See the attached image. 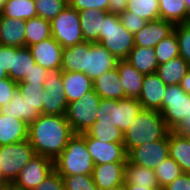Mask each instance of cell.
Wrapping results in <instances>:
<instances>
[{
  "label": "cell",
  "mask_w": 190,
  "mask_h": 190,
  "mask_svg": "<svg viewBox=\"0 0 190 190\" xmlns=\"http://www.w3.org/2000/svg\"><path fill=\"white\" fill-rule=\"evenodd\" d=\"M75 135L66 116L41 114L28 125V140L35 154L55 159Z\"/></svg>",
  "instance_id": "6da1fadb"
},
{
  "label": "cell",
  "mask_w": 190,
  "mask_h": 190,
  "mask_svg": "<svg viewBox=\"0 0 190 190\" xmlns=\"http://www.w3.org/2000/svg\"><path fill=\"white\" fill-rule=\"evenodd\" d=\"M170 131L159 111L142 109L124 133L126 153L142 144L163 139Z\"/></svg>",
  "instance_id": "7a4b0ae2"
},
{
  "label": "cell",
  "mask_w": 190,
  "mask_h": 190,
  "mask_svg": "<svg viewBox=\"0 0 190 190\" xmlns=\"http://www.w3.org/2000/svg\"><path fill=\"white\" fill-rule=\"evenodd\" d=\"M54 169L61 176L92 175L94 163L87 151L85 139L75 134L54 161Z\"/></svg>",
  "instance_id": "3957f363"
},
{
  "label": "cell",
  "mask_w": 190,
  "mask_h": 190,
  "mask_svg": "<svg viewBox=\"0 0 190 190\" xmlns=\"http://www.w3.org/2000/svg\"><path fill=\"white\" fill-rule=\"evenodd\" d=\"M117 60L127 59L135 46L134 34L122 25L119 15L106 13L100 30L99 42Z\"/></svg>",
  "instance_id": "277c9868"
},
{
  "label": "cell",
  "mask_w": 190,
  "mask_h": 190,
  "mask_svg": "<svg viewBox=\"0 0 190 190\" xmlns=\"http://www.w3.org/2000/svg\"><path fill=\"white\" fill-rule=\"evenodd\" d=\"M141 110V103L136 98L101 99L93 124L116 126L124 134Z\"/></svg>",
  "instance_id": "5b68a950"
},
{
  "label": "cell",
  "mask_w": 190,
  "mask_h": 190,
  "mask_svg": "<svg viewBox=\"0 0 190 190\" xmlns=\"http://www.w3.org/2000/svg\"><path fill=\"white\" fill-rule=\"evenodd\" d=\"M35 156L29 140L0 146V174L6 184H12L21 169Z\"/></svg>",
  "instance_id": "8992f818"
},
{
  "label": "cell",
  "mask_w": 190,
  "mask_h": 190,
  "mask_svg": "<svg viewBox=\"0 0 190 190\" xmlns=\"http://www.w3.org/2000/svg\"><path fill=\"white\" fill-rule=\"evenodd\" d=\"M101 97L91 90L81 99L68 103L66 119L75 134L87 132L97 120Z\"/></svg>",
  "instance_id": "52a82bcc"
},
{
  "label": "cell",
  "mask_w": 190,
  "mask_h": 190,
  "mask_svg": "<svg viewBox=\"0 0 190 190\" xmlns=\"http://www.w3.org/2000/svg\"><path fill=\"white\" fill-rule=\"evenodd\" d=\"M52 37L63 47L84 42L79 13L69 5L51 21Z\"/></svg>",
  "instance_id": "ba28073f"
},
{
  "label": "cell",
  "mask_w": 190,
  "mask_h": 190,
  "mask_svg": "<svg viewBox=\"0 0 190 190\" xmlns=\"http://www.w3.org/2000/svg\"><path fill=\"white\" fill-rule=\"evenodd\" d=\"M161 116L167 127L173 131L190 114V95L180 84L169 85L161 106Z\"/></svg>",
  "instance_id": "9c48e42d"
},
{
  "label": "cell",
  "mask_w": 190,
  "mask_h": 190,
  "mask_svg": "<svg viewBox=\"0 0 190 190\" xmlns=\"http://www.w3.org/2000/svg\"><path fill=\"white\" fill-rule=\"evenodd\" d=\"M43 115H66L68 102L64 92L62 71H49L44 81Z\"/></svg>",
  "instance_id": "30bf717a"
},
{
  "label": "cell",
  "mask_w": 190,
  "mask_h": 190,
  "mask_svg": "<svg viewBox=\"0 0 190 190\" xmlns=\"http://www.w3.org/2000/svg\"><path fill=\"white\" fill-rule=\"evenodd\" d=\"M169 157V133L160 140L132 149L127 159L135 164L154 170Z\"/></svg>",
  "instance_id": "8fae6325"
},
{
  "label": "cell",
  "mask_w": 190,
  "mask_h": 190,
  "mask_svg": "<svg viewBox=\"0 0 190 190\" xmlns=\"http://www.w3.org/2000/svg\"><path fill=\"white\" fill-rule=\"evenodd\" d=\"M54 170V161L48 157L37 155L26 164L18 177L12 183L13 186L23 190H33Z\"/></svg>",
  "instance_id": "7c38bea8"
},
{
  "label": "cell",
  "mask_w": 190,
  "mask_h": 190,
  "mask_svg": "<svg viewBox=\"0 0 190 190\" xmlns=\"http://www.w3.org/2000/svg\"><path fill=\"white\" fill-rule=\"evenodd\" d=\"M86 142V148L94 165L113 162H126L127 153L123 143H105L89 136L86 132L80 134Z\"/></svg>",
  "instance_id": "4fadbf2b"
},
{
  "label": "cell",
  "mask_w": 190,
  "mask_h": 190,
  "mask_svg": "<svg viewBox=\"0 0 190 190\" xmlns=\"http://www.w3.org/2000/svg\"><path fill=\"white\" fill-rule=\"evenodd\" d=\"M117 59L100 43L87 42L85 75L92 81L106 71L114 69Z\"/></svg>",
  "instance_id": "5bb4252c"
},
{
  "label": "cell",
  "mask_w": 190,
  "mask_h": 190,
  "mask_svg": "<svg viewBox=\"0 0 190 190\" xmlns=\"http://www.w3.org/2000/svg\"><path fill=\"white\" fill-rule=\"evenodd\" d=\"M28 48L36 64L48 71L61 70L63 47L53 37Z\"/></svg>",
  "instance_id": "9a60e30c"
},
{
  "label": "cell",
  "mask_w": 190,
  "mask_h": 190,
  "mask_svg": "<svg viewBox=\"0 0 190 190\" xmlns=\"http://www.w3.org/2000/svg\"><path fill=\"white\" fill-rule=\"evenodd\" d=\"M167 85L156 74H144L142 88L138 101L142 109L157 110L161 112L162 101Z\"/></svg>",
  "instance_id": "2e32d148"
},
{
  "label": "cell",
  "mask_w": 190,
  "mask_h": 190,
  "mask_svg": "<svg viewBox=\"0 0 190 190\" xmlns=\"http://www.w3.org/2000/svg\"><path fill=\"white\" fill-rule=\"evenodd\" d=\"M126 162L94 165L92 177L99 190H111L125 182Z\"/></svg>",
  "instance_id": "e0dca14e"
},
{
  "label": "cell",
  "mask_w": 190,
  "mask_h": 190,
  "mask_svg": "<svg viewBox=\"0 0 190 190\" xmlns=\"http://www.w3.org/2000/svg\"><path fill=\"white\" fill-rule=\"evenodd\" d=\"M174 25L163 19L148 21L134 34L135 46L154 48L162 39L173 32Z\"/></svg>",
  "instance_id": "ac0fdd59"
},
{
  "label": "cell",
  "mask_w": 190,
  "mask_h": 190,
  "mask_svg": "<svg viewBox=\"0 0 190 190\" xmlns=\"http://www.w3.org/2000/svg\"><path fill=\"white\" fill-rule=\"evenodd\" d=\"M93 90L101 99H125L122 82L117 71V67L106 71L93 81Z\"/></svg>",
  "instance_id": "d6986e66"
},
{
  "label": "cell",
  "mask_w": 190,
  "mask_h": 190,
  "mask_svg": "<svg viewBox=\"0 0 190 190\" xmlns=\"http://www.w3.org/2000/svg\"><path fill=\"white\" fill-rule=\"evenodd\" d=\"M28 139V125L10 114L0 115V146Z\"/></svg>",
  "instance_id": "ffe728a7"
},
{
  "label": "cell",
  "mask_w": 190,
  "mask_h": 190,
  "mask_svg": "<svg viewBox=\"0 0 190 190\" xmlns=\"http://www.w3.org/2000/svg\"><path fill=\"white\" fill-rule=\"evenodd\" d=\"M117 71L122 82L125 98H138L141 92L144 74L133 67L126 59L118 60Z\"/></svg>",
  "instance_id": "44dd1931"
},
{
  "label": "cell",
  "mask_w": 190,
  "mask_h": 190,
  "mask_svg": "<svg viewBox=\"0 0 190 190\" xmlns=\"http://www.w3.org/2000/svg\"><path fill=\"white\" fill-rule=\"evenodd\" d=\"M62 79L68 103L81 99L93 90V81L83 72H62Z\"/></svg>",
  "instance_id": "7402d4cb"
},
{
  "label": "cell",
  "mask_w": 190,
  "mask_h": 190,
  "mask_svg": "<svg viewBox=\"0 0 190 190\" xmlns=\"http://www.w3.org/2000/svg\"><path fill=\"white\" fill-rule=\"evenodd\" d=\"M25 21L0 15V45L25 47Z\"/></svg>",
  "instance_id": "603a6c76"
},
{
  "label": "cell",
  "mask_w": 190,
  "mask_h": 190,
  "mask_svg": "<svg viewBox=\"0 0 190 190\" xmlns=\"http://www.w3.org/2000/svg\"><path fill=\"white\" fill-rule=\"evenodd\" d=\"M78 13L84 41L99 42L102 21L107 12L99 9H88Z\"/></svg>",
  "instance_id": "cb8c5ba5"
},
{
  "label": "cell",
  "mask_w": 190,
  "mask_h": 190,
  "mask_svg": "<svg viewBox=\"0 0 190 190\" xmlns=\"http://www.w3.org/2000/svg\"><path fill=\"white\" fill-rule=\"evenodd\" d=\"M169 157L178 163L183 173H190V140L187 136L169 132Z\"/></svg>",
  "instance_id": "d4e9b609"
},
{
  "label": "cell",
  "mask_w": 190,
  "mask_h": 190,
  "mask_svg": "<svg viewBox=\"0 0 190 190\" xmlns=\"http://www.w3.org/2000/svg\"><path fill=\"white\" fill-rule=\"evenodd\" d=\"M189 70L190 65L181 56H178L167 63L158 65L156 74L169 86L180 84Z\"/></svg>",
  "instance_id": "484cf974"
},
{
  "label": "cell",
  "mask_w": 190,
  "mask_h": 190,
  "mask_svg": "<svg viewBox=\"0 0 190 190\" xmlns=\"http://www.w3.org/2000/svg\"><path fill=\"white\" fill-rule=\"evenodd\" d=\"M126 60L143 74L156 73L158 67L154 48L134 46Z\"/></svg>",
  "instance_id": "4316f807"
},
{
  "label": "cell",
  "mask_w": 190,
  "mask_h": 190,
  "mask_svg": "<svg viewBox=\"0 0 190 190\" xmlns=\"http://www.w3.org/2000/svg\"><path fill=\"white\" fill-rule=\"evenodd\" d=\"M125 185H136L150 188H159L155 171L126 160Z\"/></svg>",
  "instance_id": "83f0119b"
},
{
  "label": "cell",
  "mask_w": 190,
  "mask_h": 190,
  "mask_svg": "<svg viewBox=\"0 0 190 190\" xmlns=\"http://www.w3.org/2000/svg\"><path fill=\"white\" fill-rule=\"evenodd\" d=\"M86 52L87 41L63 48L61 71L83 72L85 74Z\"/></svg>",
  "instance_id": "f1b7e54d"
},
{
  "label": "cell",
  "mask_w": 190,
  "mask_h": 190,
  "mask_svg": "<svg viewBox=\"0 0 190 190\" xmlns=\"http://www.w3.org/2000/svg\"><path fill=\"white\" fill-rule=\"evenodd\" d=\"M160 18L173 25L190 22L185 0H158Z\"/></svg>",
  "instance_id": "f546056e"
},
{
  "label": "cell",
  "mask_w": 190,
  "mask_h": 190,
  "mask_svg": "<svg viewBox=\"0 0 190 190\" xmlns=\"http://www.w3.org/2000/svg\"><path fill=\"white\" fill-rule=\"evenodd\" d=\"M36 64L28 47H16L8 77L15 82L23 81Z\"/></svg>",
  "instance_id": "4dcf8cb0"
},
{
  "label": "cell",
  "mask_w": 190,
  "mask_h": 190,
  "mask_svg": "<svg viewBox=\"0 0 190 190\" xmlns=\"http://www.w3.org/2000/svg\"><path fill=\"white\" fill-rule=\"evenodd\" d=\"M25 27V47L52 37L50 21L39 16L26 20Z\"/></svg>",
  "instance_id": "1f68e13d"
},
{
  "label": "cell",
  "mask_w": 190,
  "mask_h": 190,
  "mask_svg": "<svg viewBox=\"0 0 190 190\" xmlns=\"http://www.w3.org/2000/svg\"><path fill=\"white\" fill-rule=\"evenodd\" d=\"M3 114H10L14 118L24 121L27 125L34 122L41 114L29 106L24 100L21 93L16 90L14 98L7 105L1 108Z\"/></svg>",
  "instance_id": "d6a6232c"
},
{
  "label": "cell",
  "mask_w": 190,
  "mask_h": 190,
  "mask_svg": "<svg viewBox=\"0 0 190 190\" xmlns=\"http://www.w3.org/2000/svg\"><path fill=\"white\" fill-rule=\"evenodd\" d=\"M1 15L22 21L36 17L35 0H6Z\"/></svg>",
  "instance_id": "836d02e7"
},
{
  "label": "cell",
  "mask_w": 190,
  "mask_h": 190,
  "mask_svg": "<svg viewBox=\"0 0 190 190\" xmlns=\"http://www.w3.org/2000/svg\"><path fill=\"white\" fill-rule=\"evenodd\" d=\"M17 90L29 106L43 114V95L45 94L43 84H28L20 81L17 82Z\"/></svg>",
  "instance_id": "e575fe53"
},
{
  "label": "cell",
  "mask_w": 190,
  "mask_h": 190,
  "mask_svg": "<svg viewBox=\"0 0 190 190\" xmlns=\"http://www.w3.org/2000/svg\"><path fill=\"white\" fill-rule=\"evenodd\" d=\"M125 11L134 13L146 21L160 19L158 0H128Z\"/></svg>",
  "instance_id": "d590c367"
},
{
  "label": "cell",
  "mask_w": 190,
  "mask_h": 190,
  "mask_svg": "<svg viewBox=\"0 0 190 190\" xmlns=\"http://www.w3.org/2000/svg\"><path fill=\"white\" fill-rule=\"evenodd\" d=\"M154 171L160 189H163L168 184L172 183L178 176L183 174L178 163L170 157L164 160L159 166H156Z\"/></svg>",
  "instance_id": "8d00e7d4"
},
{
  "label": "cell",
  "mask_w": 190,
  "mask_h": 190,
  "mask_svg": "<svg viewBox=\"0 0 190 190\" xmlns=\"http://www.w3.org/2000/svg\"><path fill=\"white\" fill-rule=\"evenodd\" d=\"M154 52L157 57L158 65L167 63L169 60L180 56L175 32L173 31L166 38L162 39L154 47Z\"/></svg>",
  "instance_id": "74e56055"
},
{
  "label": "cell",
  "mask_w": 190,
  "mask_h": 190,
  "mask_svg": "<svg viewBox=\"0 0 190 190\" xmlns=\"http://www.w3.org/2000/svg\"><path fill=\"white\" fill-rule=\"evenodd\" d=\"M86 133L100 142L123 143L124 134L116 126L93 124Z\"/></svg>",
  "instance_id": "f35d334b"
},
{
  "label": "cell",
  "mask_w": 190,
  "mask_h": 190,
  "mask_svg": "<svg viewBox=\"0 0 190 190\" xmlns=\"http://www.w3.org/2000/svg\"><path fill=\"white\" fill-rule=\"evenodd\" d=\"M37 16L51 21L68 6V0H35Z\"/></svg>",
  "instance_id": "ab89813d"
},
{
  "label": "cell",
  "mask_w": 190,
  "mask_h": 190,
  "mask_svg": "<svg viewBox=\"0 0 190 190\" xmlns=\"http://www.w3.org/2000/svg\"><path fill=\"white\" fill-rule=\"evenodd\" d=\"M180 56L190 65V22L174 25Z\"/></svg>",
  "instance_id": "60d3db41"
},
{
  "label": "cell",
  "mask_w": 190,
  "mask_h": 190,
  "mask_svg": "<svg viewBox=\"0 0 190 190\" xmlns=\"http://www.w3.org/2000/svg\"><path fill=\"white\" fill-rule=\"evenodd\" d=\"M65 190H99L92 175L62 176Z\"/></svg>",
  "instance_id": "b9f144b4"
},
{
  "label": "cell",
  "mask_w": 190,
  "mask_h": 190,
  "mask_svg": "<svg viewBox=\"0 0 190 190\" xmlns=\"http://www.w3.org/2000/svg\"><path fill=\"white\" fill-rule=\"evenodd\" d=\"M119 18L125 29L133 34L140 31L148 22L129 11H124L123 13L119 14Z\"/></svg>",
  "instance_id": "7bdbcfd3"
},
{
  "label": "cell",
  "mask_w": 190,
  "mask_h": 190,
  "mask_svg": "<svg viewBox=\"0 0 190 190\" xmlns=\"http://www.w3.org/2000/svg\"><path fill=\"white\" fill-rule=\"evenodd\" d=\"M16 90L17 82L9 77L0 79V108L7 107L14 98Z\"/></svg>",
  "instance_id": "ee69618b"
},
{
  "label": "cell",
  "mask_w": 190,
  "mask_h": 190,
  "mask_svg": "<svg viewBox=\"0 0 190 190\" xmlns=\"http://www.w3.org/2000/svg\"><path fill=\"white\" fill-rule=\"evenodd\" d=\"M109 0H68V5L79 11L99 9L108 12Z\"/></svg>",
  "instance_id": "f6af8a7d"
},
{
  "label": "cell",
  "mask_w": 190,
  "mask_h": 190,
  "mask_svg": "<svg viewBox=\"0 0 190 190\" xmlns=\"http://www.w3.org/2000/svg\"><path fill=\"white\" fill-rule=\"evenodd\" d=\"M33 190H65L62 176L54 169L46 179Z\"/></svg>",
  "instance_id": "bcb514c9"
},
{
  "label": "cell",
  "mask_w": 190,
  "mask_h": 190,
  "mask_svg": "<svg viewBox=\"0 0 190 190\" xmlns=\"http://www.w3.org/2000/svg\"><path fill=\"white\" fill-rule=\"evenodd\" d=\"M48 72L47 69L35 64L29 74L24 78L23 82L28 84H44Z\"/></svg>",
  "instance_id": "7dc6e473"
},
{
  "label": "cell",
  "mask_w": 190,
  "mask_h": 190,
  "mask_svg": "<svg viewBox=\"0 0 190 190\" xmlns=\"http://www.w3.org/2000/svg\"><path fill=\"white\" fill-rule=\"evenodd\" d=\"M13 55H15V46L0 45V66L7 74L12 67Z\"/></svg>",
  "instance_id": "c3c4849f"
},
{
  "label": "cell",
  "mask_w": 190,
  "mask_h": 190,
  "mask_svg": "<svg viewBox=\"0 0 190 190\" xmlns=\"http://www.w3.org/2000/svg\"><path fill=\"white\" fill-rule=\"evenodd\" d=\"M162 190H190V173H183Z\"/></svg>",
  "instance_id": "681fc988"
},
{
  "label": "cell",
  "mask_w": 190,
  "mask_h": 190,
  "mask_svg": "<svg viewBox=\"0 0 190 190\" xmlns=\"http://www.w3.org/2000/svg\"><path fill=\"white\" fill-rule=\"evenodd\" d=\"M128 5V0H109L108 13L121 14L123 13Z\"/></svg>",
  "instance_id": "f907efd6"
},
{
  "label": "cell",
  "mask_w": 190,
  "mask_h": 190,
  "mask_svg": "<svg viewBox=\"0 0 190 190\" xmlns=\"http://www.w3.org/2000/svg\"><path fill=\"white\" fill-rule=\"evenodd\" d=\"M173 131L185 136L190 134V114Z\"/></svg>",
  "instance_id": "816d5d0a"
},
{
  "label": "cell",
  "mask_w": 190,
  "mask_h": 190,
  "mask_svg": "<svg viewBox=\"0 0 190 190\" xmlns=\"http://www.w3.org/2000/svg\"><path fill=\"white\" fill-rule=\"evenodd\" d=\"M181 88L190 95V70L186 73L180 83Z\"/></svg>",
  "instance_id": "f5cc1de1"
},
{
  "label": "cell",
  "mask_w": 190,
  "mask_h": 190,
  "mask_svg": "<svg viewBox=\"0 0 190 190\" xmlns=\"http://www.w3.org/2000/svg\"><path fill=\"white\" fill-rule=\"evenodd\" d=\"M127 190H162L160 188H150L144 186H136V185H126Z\"/></svg>",
  "instance_id": "db71d44e"
},
{
  "label": "cell",
  "mask_w": 190,
  "mask_h": 190,
  "mask_svg": "<svg viewBox=\"0 0 190 190\" xmlns=\"http://www.w3.org/2000/svg\"><path fill=\"white\" fill-rule=\"evenodd\" d=\"M111 190H127V187L125 185V182L118 185V186H115L114 188H112Z\"/></svg>",
  "instance_id": "11a10c76"
},
{
  "label": "cell",
  "mask_w": 190,
  "mask_h": 190,
  "mask_svg": "<svg viewBox=\"0 0 190 190\" xmlns=\"http://www.w3.org/2000/svg\"><path fill=\"white\" fill-rule=\"evenodd\" d=\"M6 182L1 178V174H0V190H4L6 189Z\"/></svg>",
  "instance_id": "9f6ffc18"
},
{
  "label": "cell",
  "mask_w": 190,
  "mask_h": 190,
  "mask_svg": "<svg viewBox=\"0 0 190 190\" xmlns=\"http://www.w3.org/2000/svg\"><path fill=\"white\" fill-rule=\"evenodd\" d=\"M7 77H8V74L4 70H2L0 66V79L7 78Z\"/></svg>",
  "instance_id": "6f0895ef"
},
{
  "label": "cell",
  "mask_w": 190,
  "mask_h": 190,
  "mask_svg": "<svg viewBox=\"0 0 190 190\" xmlns=\"http://www.w3.org/2000/svg\"><path fill=\"white\" fill-rule=\"evenodd\" d=\"M6 0H0V15L2 14Z\"/></svg>",
  "instance_id": "680465c9"
},
{
  "label": "cell",
  "mask_w": 190,
  "mask_h": 190,
  "mask_svg": "<svg viewBox=\"0 0 190 190\" xmlns=\"http://www.w3.org/2000/svg\"><path fill=\"white\" fill-rule=\"evenodd\" d=\"M185 5H186L188 12L190 13V0H185Z\"/></svg>",
  "instance_id": "91938a15"
},
{
  "label": "cell",
  "mask_w": 190,
  "mask_h": 190,
  "mask_svg": "<svg viewBox=\"0 0 190 190\" xmlns=\"http://www.w3.org/2000/svg\"><path fill=\"white\" fill-rule=\"evenodd\" d=\"M9 190H23V189L17 188L13 186L12 184H9Z\"/></svg>",
  "instance_id": "94428289"
},
{
  "label": "cell",
  "mask_w": 190,
  "mask_h": 190,
  "mask_svg": "<svg viewBox=\"0 0 190 190\" xmlns=\"http://www.w3.org/2000/svg\"><path fill=\"white\" fill-rule=\"evenodd\" d=\"M4 190H9V184H7L6 189H4Z\"/></svg>",
  "instance_id": "6125c7cd"
}]
</instances>
